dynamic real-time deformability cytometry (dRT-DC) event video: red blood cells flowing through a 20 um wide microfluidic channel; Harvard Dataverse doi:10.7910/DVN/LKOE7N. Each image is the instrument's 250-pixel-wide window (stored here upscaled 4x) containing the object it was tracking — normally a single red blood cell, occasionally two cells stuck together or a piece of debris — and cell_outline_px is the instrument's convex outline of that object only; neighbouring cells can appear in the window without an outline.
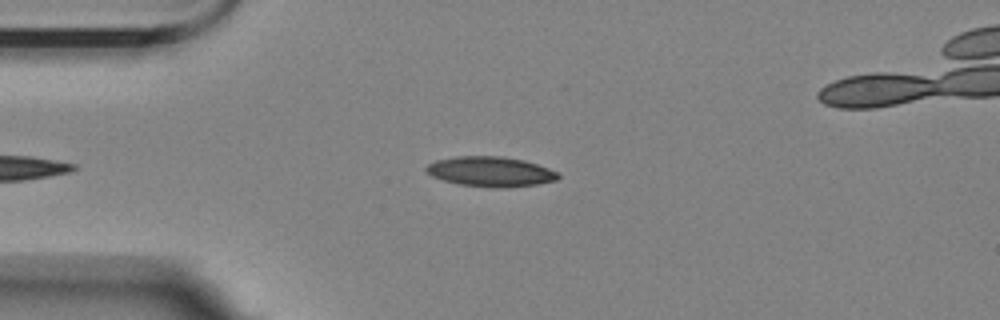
{"species": "Egyptian fruit bat (a non-hibernating species)", "species_latin": "Rousettus aegyptiacus", "temperature_condition": "room temperature", "stored_images_in_passage": 33, "camera_frame_rate_fps": 3000, "um_per_image_px": 0.085, "animal": {"sex": "female"}, "frame": {"image": 1, "passage_image": 2, "time_ms": 0.333, "image_size_px": [1000, 320], "cell_outline_px": [[560, 176], [556, 180], [536, 184], [508, 188], [492, 188], [460, 184], [444, 180], [432, 176], [424, 168], [428, 164], [436, 160], [456, 156], [500, 156], [524, 160], [548, 168], [556, 172]], "centroid_in_image_um": [41.68, 14.59], "position_along_channel_um": 43.3, "area_um2": 22.95}}
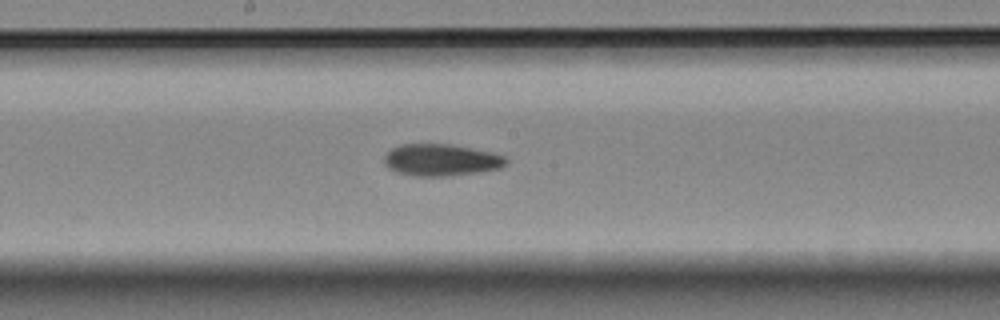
{"frame": {"image": 2, "passage_image": 18, "time_ms": 5.667, "image_size_px": [1000, 320], "cell_outline_px": [[508, 164], [500, 168], [480, 172], [444, 176], [412, 176], [396, 172], [388, 168], [384, 164], [384, 156], [392, 148], [400, 144], [448, 144], [492, 152], [504, 156], [508, 160]], "centroid_in_image_um": [37.48, 13.6], "position_along_channel_um": 210.7, "area_um2": 22.72}}
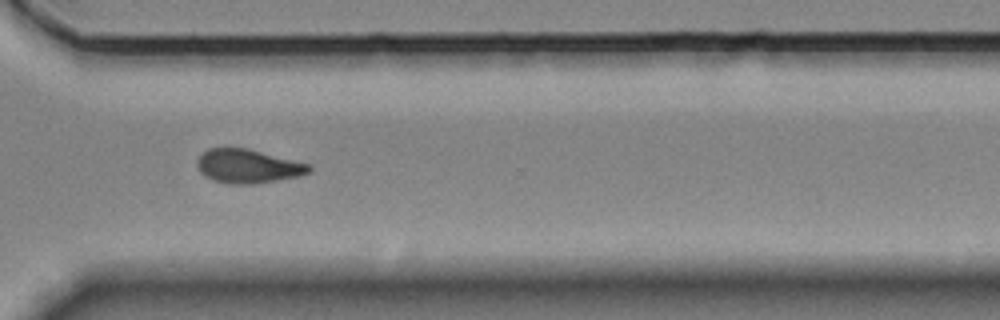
{"frame": {"image": 3, "passage_image": 30, "time_ms": 9.667, "image_size_px": [1000, 320], "cell_outline_px": [[312, 168], [308, 172], [300, 176], [252, 184], [228, 184], [212, 180], [204, 176], [200, 172], [196, 164], [196, 160], [208, 148], [248, 148], [312, 164]], "centroid_in_image_um": [21.07, 14.12], "position_along_channel_um": 349.5, "area_um2": 22.25}, "authors_computed_cell_mechanics": {"area_um2": 22.3686, "velocity_mm_per_s": 3.4757, "shape_relaxation_time_tau1_ms": 7.1575, "shape_relaxation_time_tau2_ms": 6.9952, "deformation_change_tau1": 0.182, "deformation_change_tau2": 0.1209}}